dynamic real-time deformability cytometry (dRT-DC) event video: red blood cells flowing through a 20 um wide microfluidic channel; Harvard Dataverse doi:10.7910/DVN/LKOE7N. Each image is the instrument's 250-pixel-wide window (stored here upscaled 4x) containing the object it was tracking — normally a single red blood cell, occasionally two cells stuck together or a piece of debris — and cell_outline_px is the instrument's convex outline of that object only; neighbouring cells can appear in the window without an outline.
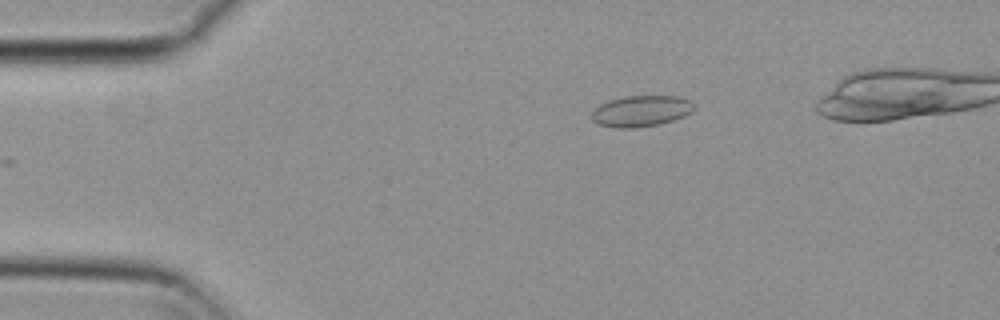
{"species": "common noctule bat (a hibernating species)", "species_latin": "Nyctalus noctula", "temperature_condition": "cold", "stored_images_in_passage": 40, "camera_frame_rate_fps": 3000, "um_per_image_px": 0.085, "animal": {"sex": "female", "body_mass_g": 29.2, "forearm_length_mm": 56.3}, "frame": {"image": 1, "passage_image": 2, "time_ms": 0.333, "image_size_px": [1000, 320], "cell_outline_px": [[692, 112], [684, 116], [672, 120], [656, 124], [632, 128], [616, 128], [600, 124], [592, 120], [592, 112], [600, 104], [608, 100], [624, 96], [680, 96], [692, 100]], "centroid_in_image_um": [54.49, 9.42], "position_along_channel_um": 30.5, "area_um2": 18.38}}
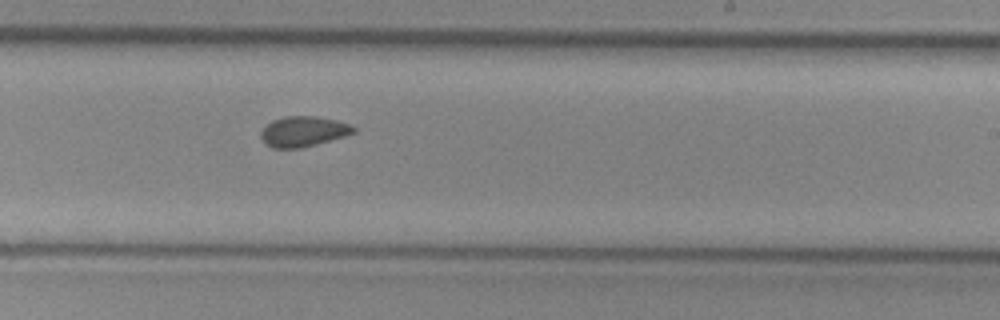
{"frame": {"image": 2, "passage_image": 25, "time_ms": 8.0, "image_size_px": [1000, 320], "cell_outline_px": [[356, 132], [344, 136], [316, 144], [300, 148], [272, 148], [260, 136], [260, 132], [272, 120], [284, 116], [316, 116], [336, 120], [352, 124], [356, 128]], "centroid_in_image_um": [25.81, 11.16], "position_along_channel_um": 263.2, "area_um2": 16.3}}
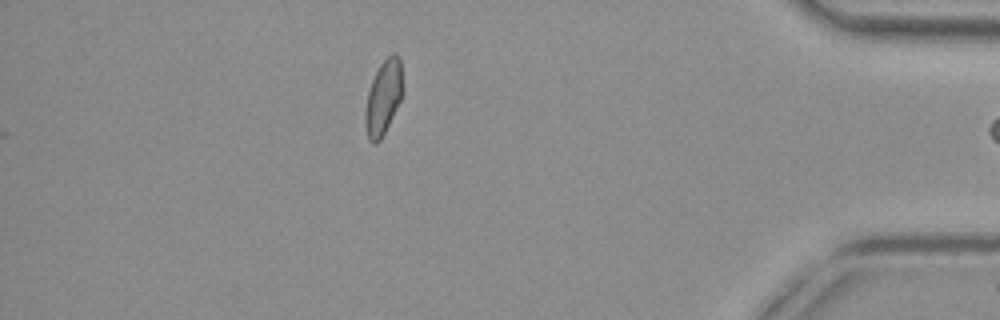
{"frame": {"image": 3, "passage_image": 40, "time_ms": 13.0, "image_size_px": [1000, 320], "cell_outline_px": [[404, 92], [380, 140], [376, 144], [372, 144], [368, 140], [364, 124], [364, 112], [368, 92], [372, 80], [380, 64], [392, 52], [396, 52], [400, 56]], "centroid_in_image_um": [32.59, 8.26], "position_along_channel_um": 402.6, "area_um2": 16.47}, "authors_computed_cell_mechanics": {"area_um2": 16.473, "velocity_mm_per_s": 3.7083, "shape_relaxation_time_tau1_ms": null, "shape_relaxation_time_tau2_ms": 2.8979, "deformation_change_tau1": null, "deformation_change_tau2": 0.072}}